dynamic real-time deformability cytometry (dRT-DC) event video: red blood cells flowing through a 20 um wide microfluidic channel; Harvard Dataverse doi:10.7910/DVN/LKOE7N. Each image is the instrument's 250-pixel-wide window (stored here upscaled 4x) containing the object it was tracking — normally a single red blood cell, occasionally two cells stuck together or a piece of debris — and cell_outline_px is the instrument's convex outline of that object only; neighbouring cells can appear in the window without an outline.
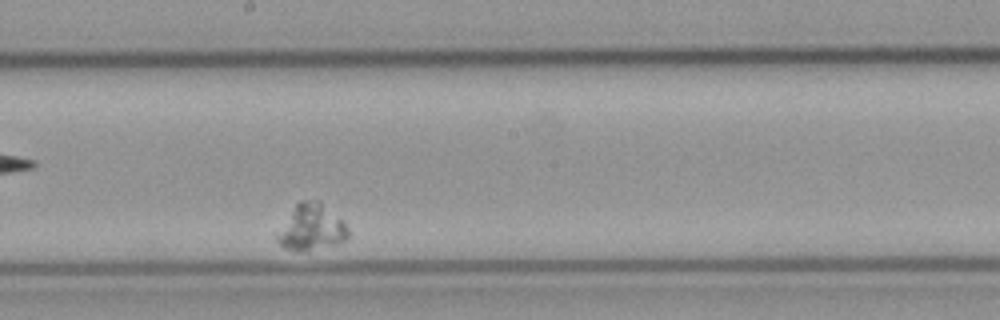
{"species": "common noctule bat (a hibernating species)", "species_latin": "Nyctalus noctula", "temperature_condition": "cold", "stored_images_in_passage": 52, "camera_frame_rate_fps": 3000, "um_per_image_px": 0.085, "animal": {"sex": "male", "body_mass_g": 23.1, "forearm_length_mm": 52.7}, "frame": {"image": 1, "passage_image": 31, "time_ms": 10.0, "image_size_px": [1000, 320], "cell_outline_px": [[348, 240], [336, 244], [308, 252], [292, 252], [284, 248], [276, 240], [276, 232], [296, 204], [300, 200], [320, 200], [348, 228]], "centroid_in_image_um": [26.43, 19.38], "position_along_channel_um": 221.8, "area_um2": 19.31}}
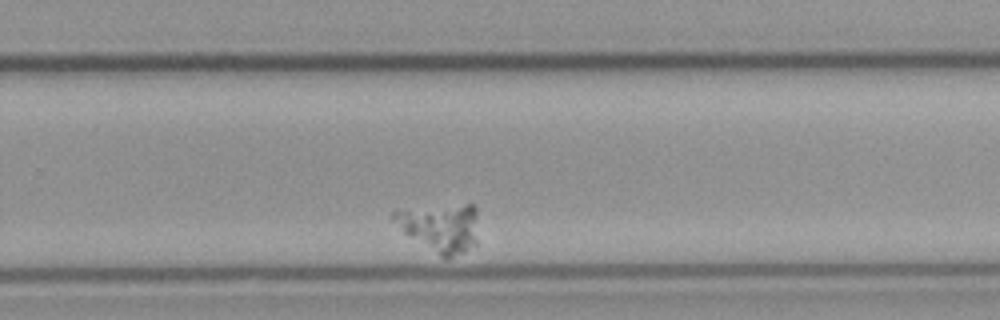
{"frame": {"image": 2, "passage_image": 38, "time_ms": 12.333, "image_size_px": [1000, 320], "cell_outline_px": [[476, 244], [464, 252], [448, 260], [444, 260], [408, 236], [388, 220], [392, 212], [396, 208], [464, 204], [472, 204], [476, 208]], "centroid_in_image_um": [37.33, 19.34], "position_along_channel_um": 292.5, "area_um2": 24.8}}
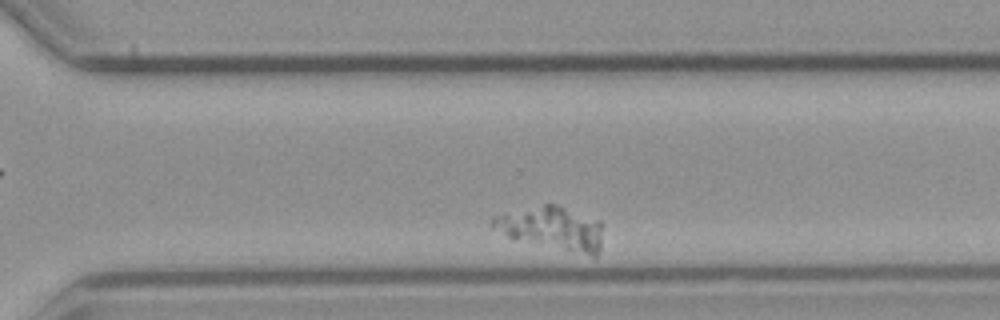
{"frame": {"image": 3, "passage_image": 41, "time_ms": 13.333, "image_size_px": [1000, 320], "cell_outline_px": [[604, 224], [600, 248], [596, 256], [592, 256], [512, 240], [492, 228], [488, 224], [488, 220], [492, 216], [544, 204], [556, 204], [600, 220]], "centroid_in_image_um": [46.9, 19.42], "position_along_channel_um": 323.7, "area_um2": 28.5}}